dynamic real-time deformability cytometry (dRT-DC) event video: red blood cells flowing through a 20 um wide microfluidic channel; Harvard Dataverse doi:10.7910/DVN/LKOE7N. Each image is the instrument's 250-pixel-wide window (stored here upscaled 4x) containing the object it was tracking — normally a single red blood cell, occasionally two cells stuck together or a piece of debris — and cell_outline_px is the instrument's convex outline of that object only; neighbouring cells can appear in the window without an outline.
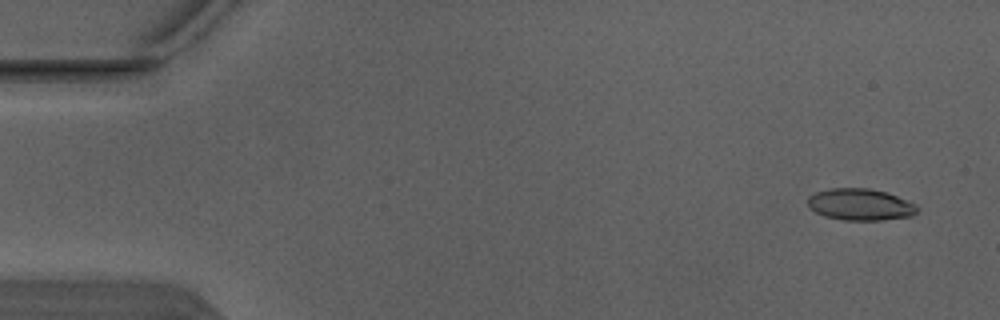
{"species": "Egyptian fruit bat (a non-hibernating species)", "species_latin": "Rousettus aegyptiacus", "temperature_condition": "warm", "stored_images_in_passage": 5, "camera_frame_rate_fps": 3000, "um_per_image_px": 0.085, "animal": {"sex": "male"}, "frame": {"image": 1, "passage_image": 1, "time_ms": 0.0, "image_size_px": [1000, 320], "cell_outline_px": [[920, 208], [912, 216], [880, 220], [844, 220], [824, 216], [816, 212], [808, 204], [808, 196], [816, 192], [828, 188], [868, 188], [884, 192], [896, 196], [916, 204]], "centroid_in_image_um": [73.13, 17.38], "position_along_channel_um": 11.9, "area_um2": 20.11}}